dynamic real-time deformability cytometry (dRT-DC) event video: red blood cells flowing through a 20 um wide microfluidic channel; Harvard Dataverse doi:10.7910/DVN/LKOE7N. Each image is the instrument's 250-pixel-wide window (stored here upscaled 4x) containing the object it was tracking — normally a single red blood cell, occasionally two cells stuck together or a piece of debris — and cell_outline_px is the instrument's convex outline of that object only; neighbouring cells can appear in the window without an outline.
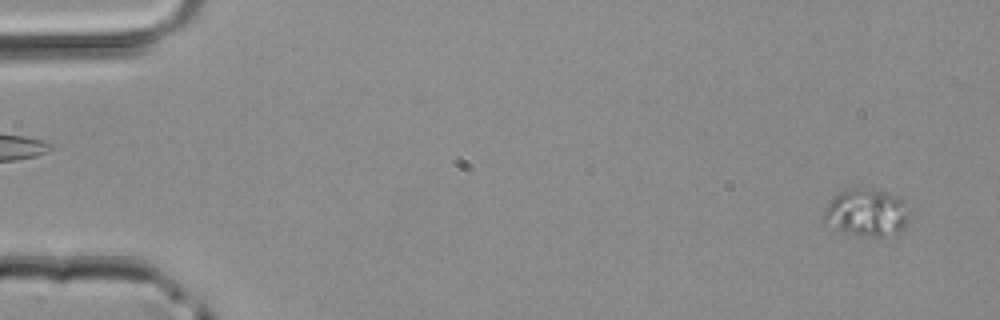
{"species": "common noctule bat (a hibernating species)", "species_latin": "Nyctalus noctula", "temperature_condition": "room temperature", "stored_images_in_passage": 49, "camera_frame_rate_fps": 3000, "um_per_image_px": 0.085, "animal": {"sex": "male", "body_mass_g": 20.4}, "frame": {"image": 1, "passage_image": 3, "time_ms": 0.667, "image_size_px": [1000, 320], "cell_outline_px": [[912, 212], [904, 228], [900, 232], [884, 236], [860, 236], [836, 228], [824, 220], [824, 208], [840, 192], [848, 188], [876, 188], [900, 196], [904, 200]], "centroid_in_image_um": [73.76, 18.04], "position_along_channel_um": 11.2, "area_um2": 23.93}}
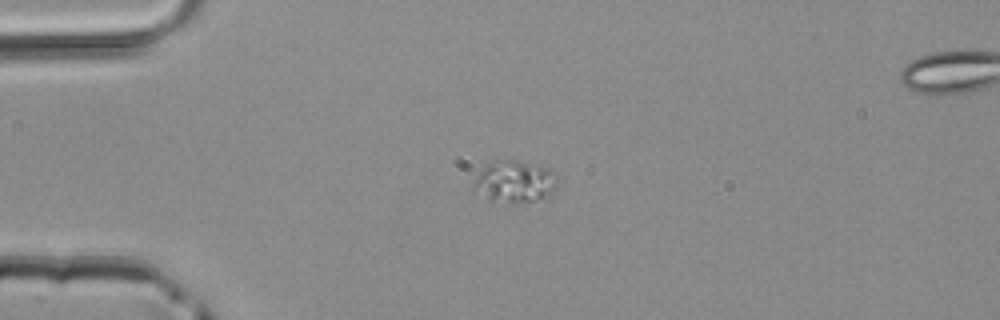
{"frame": {"image": 2, "passage_image": 13, "time_ms": 4.0, "image_size_px": [1000, 320], "cell_outline_px": [[556, 188], [548, 196], [536, 200], [488, 200], [472, 192], [472, 188], [476, 176], [484, 164], [504, 160], [512, 160], [548, 168], [556, 176]], "centroid_in_image_um": [43.68, 15.42], "position_along_channel_um": 41.3, "area_um2": 19.94}}
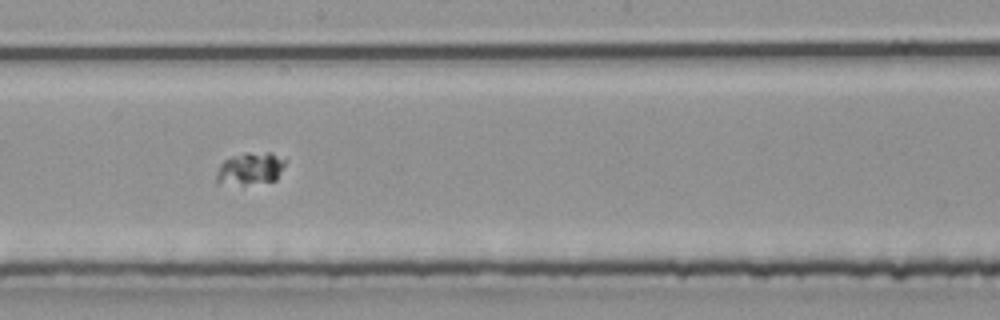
{"frame": {"image": 3, "passage_image": 28, "time_ms": 9.0, "image_size_px": [1000, 320], "cell_outline_px": [[284, 164], [276, 180], [244, 184], [216, 184], [216, 172], [220, 164], [224, 160], [232, 156], [244, 152], [272, 152], [284, 160]], "centroid_in_image_um": [21.21, 14.31], "position_along_channel_um": 227.0, "area_um2": 12.95}}